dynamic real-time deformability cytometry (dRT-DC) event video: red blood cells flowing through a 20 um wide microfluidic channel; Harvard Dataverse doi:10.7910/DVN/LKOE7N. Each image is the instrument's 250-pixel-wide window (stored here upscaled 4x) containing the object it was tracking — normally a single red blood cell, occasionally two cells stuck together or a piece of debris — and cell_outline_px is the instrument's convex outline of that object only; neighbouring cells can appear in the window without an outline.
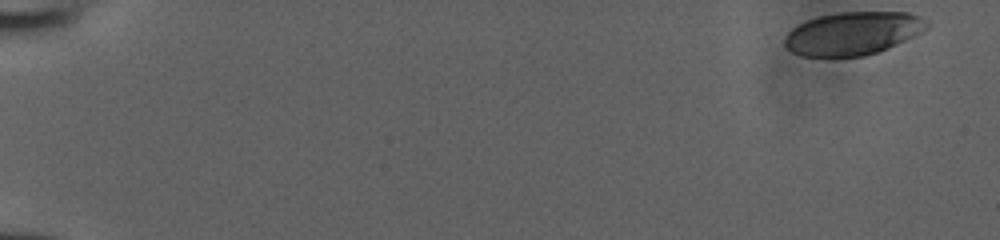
{"species": "human", "species_latin": "Homo sapiens", "temperature_condition": "room temperature", "stored_images_in_passage": 46, "camera_frame_rate_fps": 3000, "um_per_image_px": 0.085, "donor": {"sex": "male"}, "frame": {"image": 1, "passage_image": 1, "time_ms": 0.0, "image_size_px": [1000, 240], "cell_outline_px": [[928, 28], [896, 44], [876, 52], [864, 56], [800, 56], [792, 52], [784, 44], [784, 36], [792, 28], [808, 20], [820, 16], [840, 12], [908, 12], [920, 16], [928, 20]], "centroid_in_image_um": [72.48, 2.83], "position_along_channel_um": 12.5, "area_um2": 35.37}}
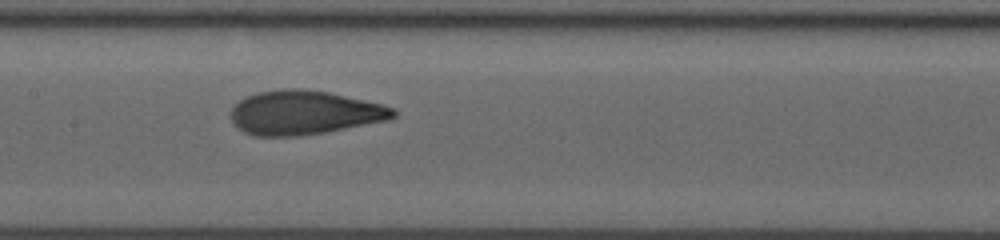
{"frame": {"image": 2, "passage_image": 27, "time_ms": 8.667, "image_size_px": [1000, 240], "cell_outline_px": [[396, 116], [388, 120], [324, 132], [296, 136], [256, 136], [244, 132], [232, 120], [232, 108], [244, 96], [256, 92], [284, 88], [300, 88], [328, 92], [380, 104], [396, 108]], "centroid_in_image_um": [25.85, 9.56], "position_along_channel_um": 181.5, "area_um2": 41.38}}
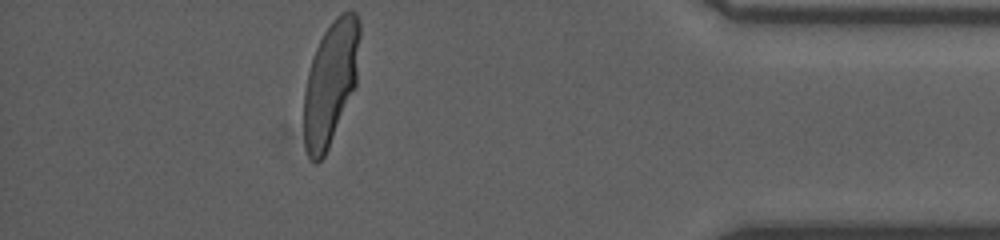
{"frame": {"image": 3, "passage_image": 46, "time_ms": 15.0, "image_size_px": [1000, 240], "cell_outline_px": [[360, 36], [356, 84], [328, 148], [324, 156], [316, 164], [308, 156], [304, 144], [304, 92], [308, 72], [316, 48], [324, 32], [332, 20], [340, 12], [356, 12], [360, 20]], "centroid_in_image_um": [28.1, 7.01], "position_along_channel_um": 407.1, "area_um2": 40.0}}